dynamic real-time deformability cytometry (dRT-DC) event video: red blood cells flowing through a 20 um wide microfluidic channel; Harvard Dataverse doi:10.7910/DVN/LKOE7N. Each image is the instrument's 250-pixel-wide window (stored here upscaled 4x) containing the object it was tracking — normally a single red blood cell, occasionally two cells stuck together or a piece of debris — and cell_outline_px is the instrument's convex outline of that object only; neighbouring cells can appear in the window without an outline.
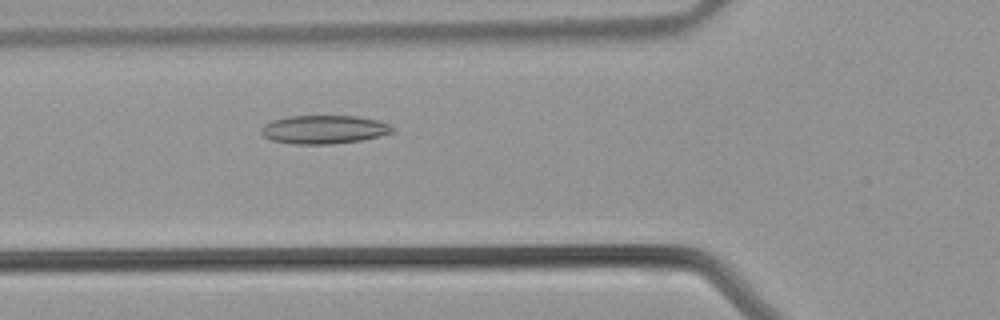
{"species": "common noctule bat (a hibernating species)", "species_latin": "Nyctalus noctula", "temperature_condition": "warm", "stored_images_in_passage": 36, "camera_frame_rate_fps": 3000, "um_per_image_px": 0.085, "animal": {"sex": "male", "body_mass_g": 21.5, "forearm_length_mm": 52.0}, "frame": {"image": 1, "passage_image": 10, "time_ms": 3.0, "image_size_px": [1000, 320], "cell_outline_px": [[396, 128], [392, 132], [380, 136], [360, 140], [332, 144], [292, 144], [272, 140], [264, 136], [260, 132], [260, 128], [264, 124], [272, 120], [288, 116], [356, 116], [376, 120], [388, 124]], "centroid_in_image_um": [27.51, 11.01], "position_along_channel_um": 98.3, "area_um2": 21.79}}
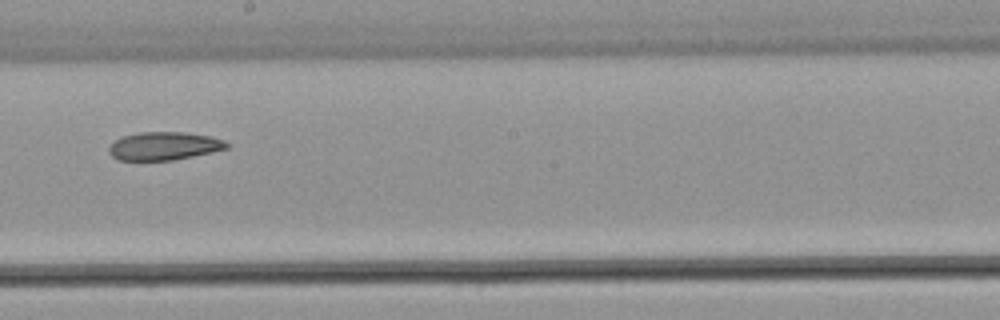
{"frame": {"image": 2, "passage_image": 18, "time_ms": 5.667, "image_size_px": [1000, 320], "cell_outline_px": [[228, 148], [212, 152], [172, 160], [116, 160], [108, 152], [108, 148], [116, 140], [124, 136], [140, 132], [184, 132], [208, 136], [224, 140], [228, 144]], "centroid_in_image_um": [13.93, 12.41], "position_along_channel_um": 234.3, "area_um2": 19.13}}
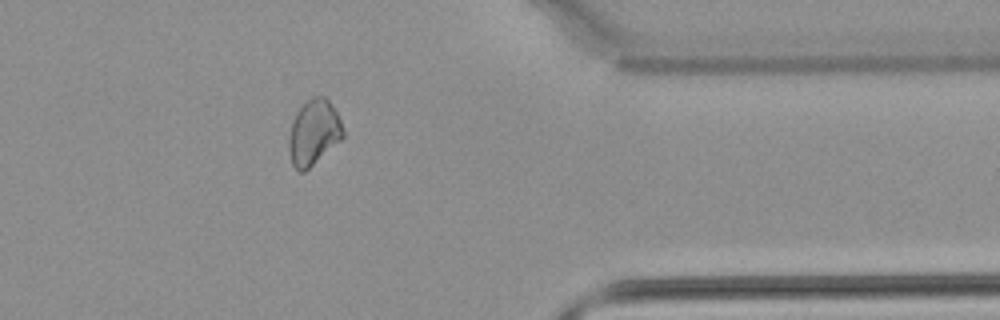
{"frame": {"image": 3, "passage_image": 28, "time_ms": 9.0, "image_size_px": [1000, 320], "cell_outline_px": [[344, 136], [340, 140], [304, 172], [300, 172], [292, 164], [288, 144], [288, 140], [292, 124], [296, 112], [312, 96], [324, 96], [328, 100], [336, 112], [340, 120], [344, 132]], "centroid_in_image_um": [26.66, 11.25], "position_along_channel_um": 384.7, "area_um2": 20.17}}